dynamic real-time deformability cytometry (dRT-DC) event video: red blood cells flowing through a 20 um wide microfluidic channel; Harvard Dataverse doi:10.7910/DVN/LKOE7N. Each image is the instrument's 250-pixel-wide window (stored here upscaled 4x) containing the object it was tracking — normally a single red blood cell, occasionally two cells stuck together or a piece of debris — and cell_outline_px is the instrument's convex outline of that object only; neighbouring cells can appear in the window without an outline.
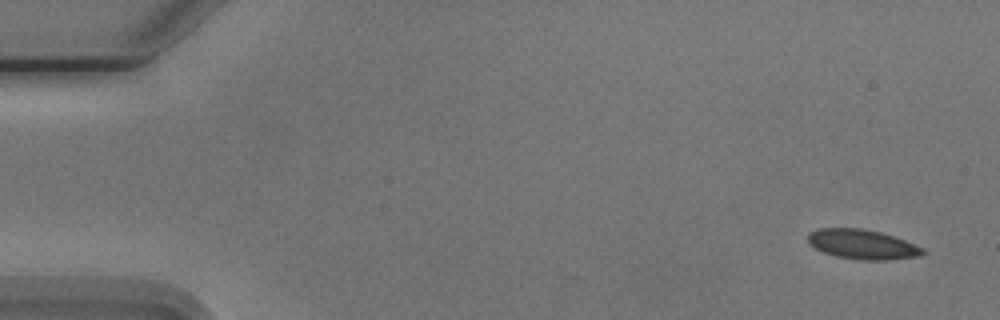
{"species": "Egyptian fruit bat (a non-hibernating species)", "species_latin": "Rousettus aegyptiacus", "temperature_condition": "cold", "stored_images_in_passage": 4, "camera_frame_rate_fps": 3000, "um_per_image_px": 0.085, "animal": {"sex": "male"}, "frame": {"image": 1, "passage_image": 1, "time_ms": 0.0, "image_size_px": [1000, 320], "cell_outline_px": [[928, 252], [920, 256], [888, 260], [860, 260], [836, 256], [824, 252], [808, 244], [808, 232], [820, 228], [860, 228], [880, 232], [904, 240], [924, 248]], "centroid_in_image_um": [73.31, 20.77], "position_along_channel_um": 11.7, "area_um2": 19.88}}
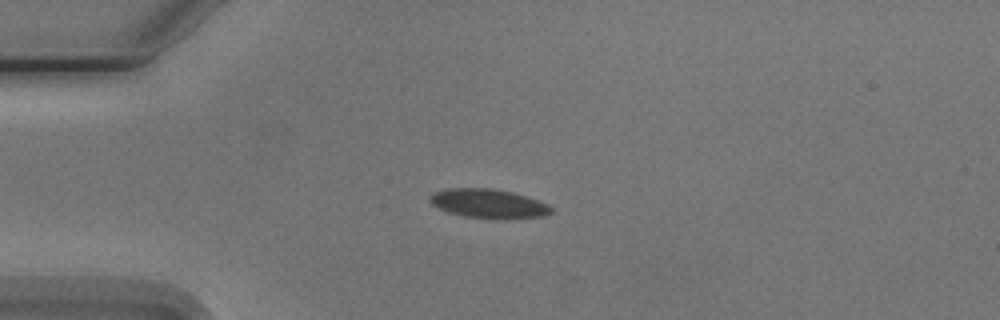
{"frame": {"image": 2, "passage_image": 4, "time_ms": 3.667, "image_size_px": [1000, 320], "cell_outline_px": [[556, 208], [552, 212], [544, 216], [508, 220], [496, 220], [464, 216], [448, 212], [432, 204], [428, 200], [428, 196], [436, 192], [448, 188], [492, 188], [512, 192], [548, 204]], "centroid_in_image_um": [41.56, 17.33], "position_along_channel_um": 43.4, "area_um2": 20.92}}